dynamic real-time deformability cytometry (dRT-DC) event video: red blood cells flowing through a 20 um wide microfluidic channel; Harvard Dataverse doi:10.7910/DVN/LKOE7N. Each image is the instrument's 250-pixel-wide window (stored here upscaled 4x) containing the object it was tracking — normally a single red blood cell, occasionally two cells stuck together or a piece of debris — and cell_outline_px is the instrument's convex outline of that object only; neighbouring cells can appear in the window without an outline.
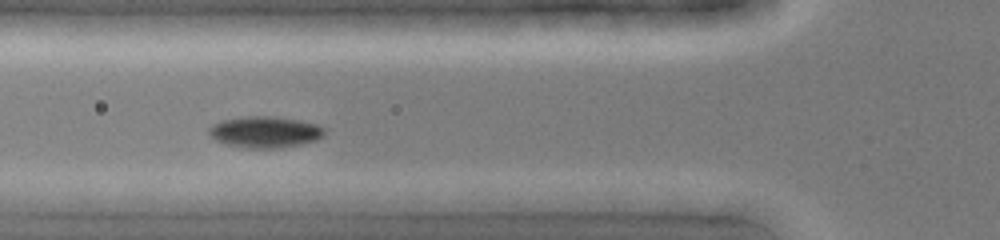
{"species": "common noctule bat (a hibernating species)", "species_latin": "Nyctalus noctula", "temperature_condition": "cold", "stored_images_in_passage": 22, "camera_frame_rate_fps": 3000, "um_per_image_px": 0.085, "animal": {"sex": "female", "body_mass_g": 19.0, "forearm_length_mm": 51.5}, "frame": {"image": 1, "passage_image": 13, "time_ms": 4.0, "image_size_px": [1000, 240], "cell_outline_px": [[324, 136], [316, 140], [300, 144], [272, 148], [248, 148], [228, 144], [216, 140], [208, 132], [208, 128], [212, 124], [224, 120], [244, 116], [272, 116], [296, 120], [316, 124], [324, 128]], "centroid_in_image_um": [22.51, 11.21], "position_along_channel_um": 103.3, "area_um2": 20.75}}
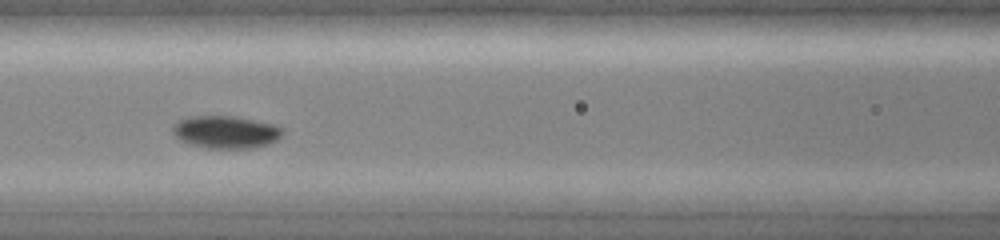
{"frame": {"image": 2, "passage_image": 16, "time_ms": 5.0, "image_size_px": [1000, 240], "cell_outline_px": [[284, 132], [276, 140], [268, 144], [248, 148], [204, 148], [188, 144], [180, 140], [172, 132], [172, 128], [180, 120], [192, 116], [232, 116], [276, 124], [284, 128]], "centroid_in_image_um": [19.21, 11.22], "position_along_channel_um": 147.4, "area_um2": 20.81}}